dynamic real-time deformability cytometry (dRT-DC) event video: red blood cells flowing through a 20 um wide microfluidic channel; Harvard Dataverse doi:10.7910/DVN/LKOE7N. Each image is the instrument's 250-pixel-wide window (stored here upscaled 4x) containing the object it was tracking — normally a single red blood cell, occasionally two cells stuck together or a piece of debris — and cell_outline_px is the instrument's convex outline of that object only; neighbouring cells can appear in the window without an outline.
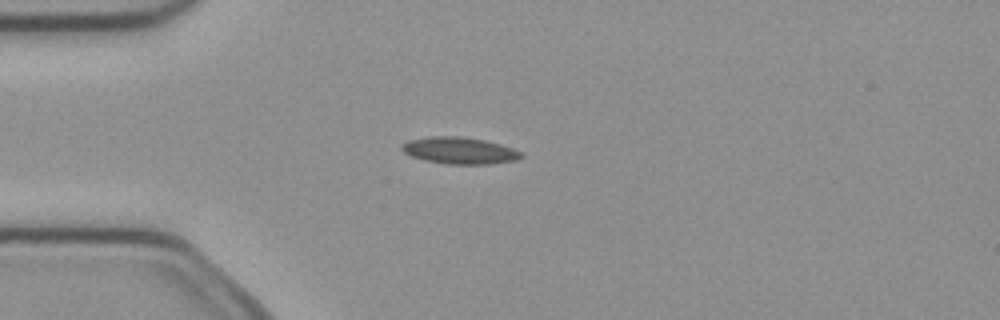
{"species": "common noctule bat (a hibernating species)", "species_latin": "Nyctalus noctula", "temperature_condition": "cold", "stored_images_in_passage": 3, "camera_frame_rate_fps": 3000, "um_per_image_px": 0.085, "animal": {"sex": "female", "body_mass_g": 21.9}, "frame": {"image": 1, "passage_image": 3, "time_ms": 0.667, "image_size_px": [1000, 320], "cell_outline_px": [[524, 156], [516, 160], [488, 164], [444, 164], [424, 160], [412, 156], [404, 152], [400, 148], [400, 144], [408, 140], [428, 136], [460, 136], [484, 140], [500, 144], [512, 148], [520, 152]], "centroid_in_image_um": [39.01, 12.79], "position_along_channel_um": 46.0, "area_um2": 18.67}}